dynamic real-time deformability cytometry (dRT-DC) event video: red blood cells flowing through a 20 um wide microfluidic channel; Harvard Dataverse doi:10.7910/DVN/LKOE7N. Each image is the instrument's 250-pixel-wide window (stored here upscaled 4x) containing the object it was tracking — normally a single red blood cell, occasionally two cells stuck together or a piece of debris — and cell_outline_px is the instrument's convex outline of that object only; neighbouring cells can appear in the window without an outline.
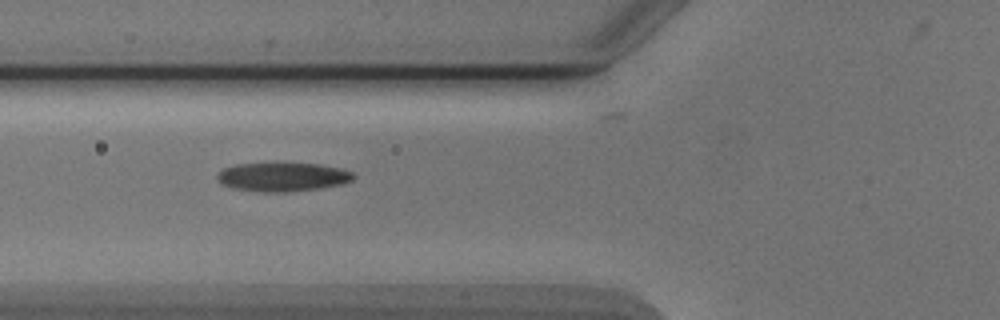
{"species": "Egyptian fruit bat (a non-hibernating species)", "species_latin": "Rousettus aegyptiacus", "temperature_condition": "cold", "stored_images_in_passage": 32, "camera_frame_rate_fps": 3000, "um_per_image_px": 0.085, "animal": {"sex": "male"}, "frame": {"image": 1, "passage_image": 2, "time_ms": 0.333, "image_size_px": [1000, 320], "cell_outline_px": [[356, 176], [352, 180], [344, 184], [320, 188], [288, 192], [260, 192], [232, 188], [220, 184], [216, 176], [224, 168], [236, 164], [320, 164], [340, 168], [352, 172]], "centroid_in_image_um": [24.03, 15.06], "position_along_channel_um": 101.8, "area_um2": 22.83}}
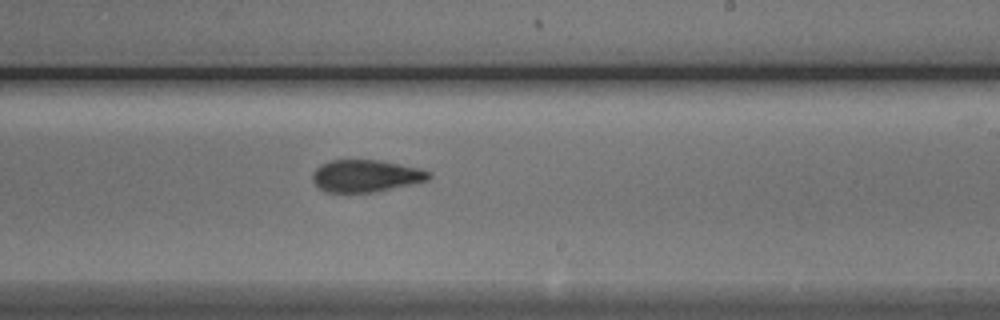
{"frame": {"image": 2, "passage_image": 14, "time_ms": 4.333, "image_size_px": [1000, 320], "cell_outline_px": [[432, 176], [428, 180], [412, 184], [376, 192], [328, 192], [320, 188], [312, 180], [312, 176], [316, 168], [320, 164], [332, 160], [380, 160], [420, 168], [432, 172]], "centroid_in_image_um": [31.13, 14.94], "position_along_channel_um": 257.9, "area_um2": 21.85}}
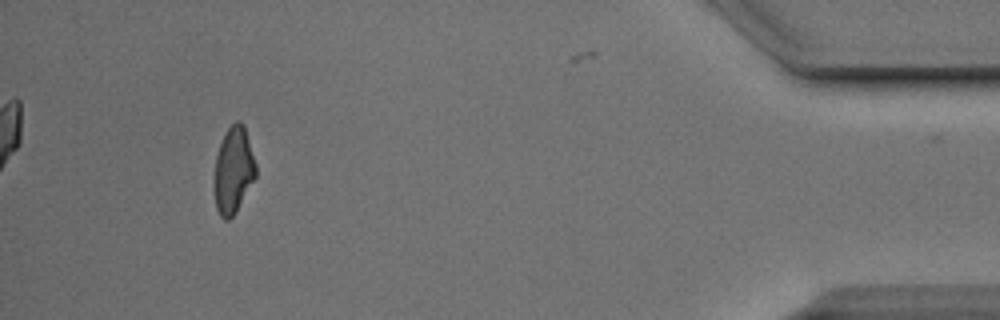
{"frame": {"image": 3, "passage_image": 31, "time_ms": 10.0, "image_size_px": [1000, 320], "cell_outline_px": [[256, 176], [236, 212], [228, 220], [224, 220], [220, 216], [216, 208], [212, 188], [212, 184], [216, 156], [220, 144], [228, 128], [236, 120], [240, 120], [244, 124], [256, 164]], "centroid_in_image_um": [19.81, 14.49], "position_along_channel_um": 415.4, "area_um2": 21.27}}